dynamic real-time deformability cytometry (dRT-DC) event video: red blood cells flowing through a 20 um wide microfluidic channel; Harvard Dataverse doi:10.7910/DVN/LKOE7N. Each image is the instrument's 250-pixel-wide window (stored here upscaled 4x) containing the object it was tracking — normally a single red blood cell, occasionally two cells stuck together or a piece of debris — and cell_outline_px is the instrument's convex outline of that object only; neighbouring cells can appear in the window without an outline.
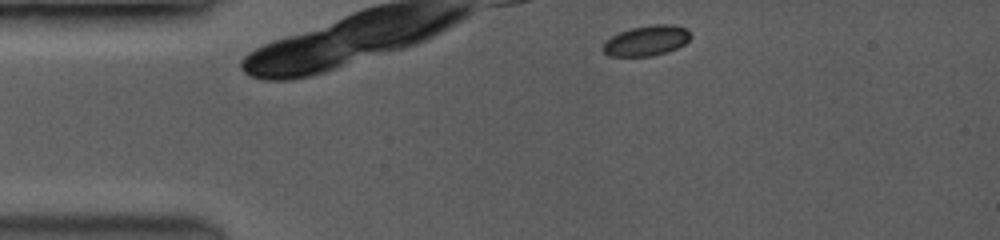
{"species": "common noctule bat (a hibernating species)", "species_latin": "Nyctalus noctula", "temperature_condition": "room temperature", "stored_images_in_passage": 5, "camera_frame_rate_fps": 3500, "um_per_image_px": 0.085, "animal": {"sex": "female", "body_mass_g": 19.0, "forearm_length_mm": 53.3}, "frame": {"image": 1, "passage_image": 1, "time_ms": 0.0, "image_size_px": [1000, 240], "cell_outline_px": [[688, 40], [684, 44], [676, 48], [664, 52], [648, 56], [612, 56], [604, 52], [604, 44], [612, 36], [620, 32], [632, 28], [656, 24], [668, 24], [684, 28], [688, 32]], "centroid_in_image_um": [54.93, 3.45], "position_along_channel_um": 30.1, "area_um2": 14.8}}